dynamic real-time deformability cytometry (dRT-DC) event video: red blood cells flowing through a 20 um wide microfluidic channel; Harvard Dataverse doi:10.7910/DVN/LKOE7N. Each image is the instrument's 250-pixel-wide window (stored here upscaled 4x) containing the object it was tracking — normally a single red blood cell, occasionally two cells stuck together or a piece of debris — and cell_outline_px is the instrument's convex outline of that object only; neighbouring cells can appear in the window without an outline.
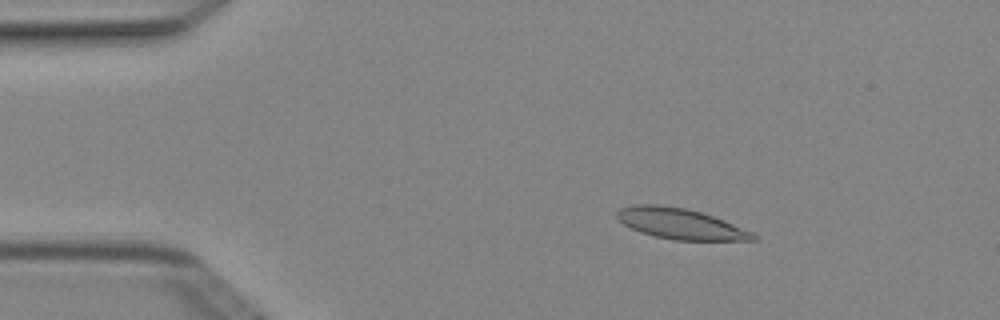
{"species": "Egyptian fruit bat (a non-hibernating species)", "species_latin": "Rousettus aegyptiacus", "temperature_condition": "cold", "stored_images_in_passage": 3, "camera_frame_rate_fps": 3000, "um_per_image_px": 0.085, "animal": {"sex": "female"}, "frame": {"image": 1, "passage_image": 2, "time_ms": 0.333, "image_size_px": [1000, 320], "cell_outline_px": [[756, 240], [672, 240], [640, 232], [624, 224], [616, 216], [616, 212], [620, 208], [636, 204], [656, 204], [684, 208], [700, 212], [724, 220], [752, 232], [756, 236]], "centroid_in_image_um": [57.81, 19.01], "position_along_channel_um": 27.2, "area_um2": 24.04}}